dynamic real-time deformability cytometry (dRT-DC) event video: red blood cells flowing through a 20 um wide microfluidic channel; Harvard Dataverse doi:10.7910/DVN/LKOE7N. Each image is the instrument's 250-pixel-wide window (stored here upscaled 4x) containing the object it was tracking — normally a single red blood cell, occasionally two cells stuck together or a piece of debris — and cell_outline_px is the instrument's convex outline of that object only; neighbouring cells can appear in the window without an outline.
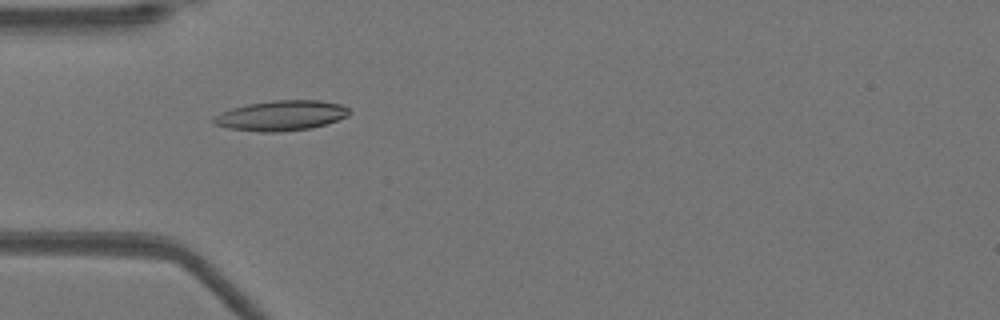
{"species": "Egyptian fruit bat (a non-hibernating species)", "species_latin": "Rousettus aegyptiacus", "temperature_condition": "warm", "stored_images_in_passage": 52, "camera_frame_rate_fps": 3000, "um_per_image_px": 0.085, "animal": {"sex": "female"}, "frame": {"image": 1, "passage_image": 16, "time_ms": 5.0, "image_size_px": [1000, 320], "cell_outline_px": [[352, 112], [348, 116], [312, 128], [280, 132], [260, 132], [228, 128], [212, 124], [208, 120], [212, 116], [220, 112], [232, 108], [248, 104], [272, 100], [320, 100], [340, 104], [348, 108]], "centroid_in_image_um": [23.84, 9.82], "position_along_channel_um": 61.2, "area_um2": 24.1}}
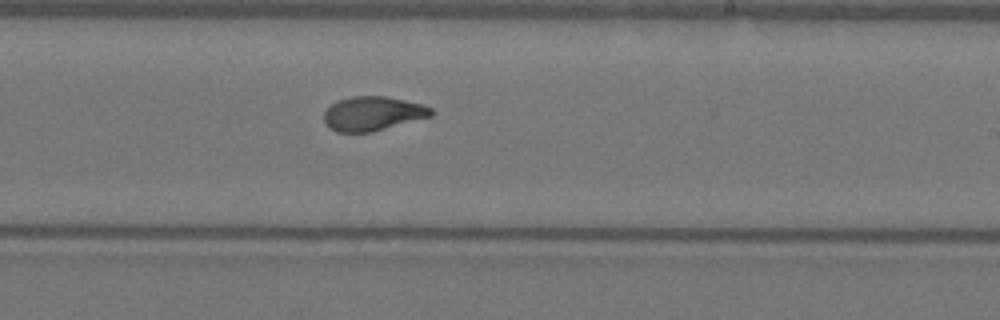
{"frame": {"image": 2, "passage_image": 31, "time_ms": 10.0, "image_size_px": [1000, 320], "cell_outline_px": [[436, 112], [432, 116], [372, 132], [336, 132], [328, 128], [324, 124], [324, 112], [336, 100], [352, 96], [388, 96], [420, 104], [432, 108]], "centroid_in_image_um": [31.67, 9.66], "position_along_channel_um": 257.3, "area_um2": 21.56}}
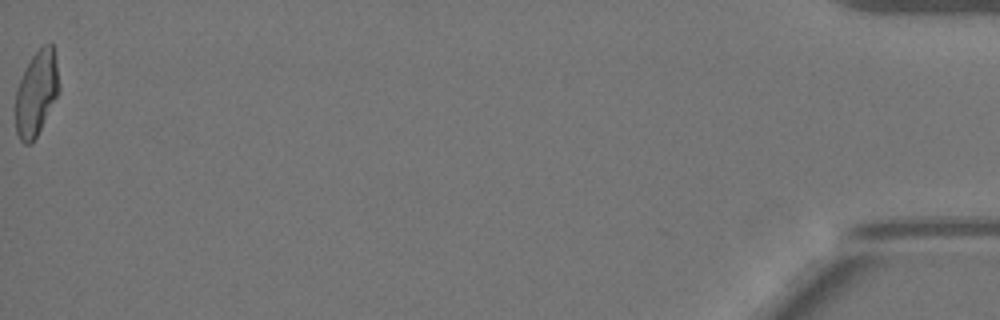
{"frame": {"image": 3, "passage_image": 52, "time_ms": 17.0, "image_size_px": [1000, 320], "cell_outline_px": [[60, 92], [32, 144], [24, 144], [20, 140], [16, 132], [16, 92], [24, 68], [32, 56], [44, 44], [52, 44], [56, 52], [60, 84]], "centroid_in_image_um": [3.13, 7.9], "position_along_channel_um": 432.1, "area_um2": 21.79}, "authors_computed_cell_mechanics": {"area_um2": 21.7906, "velocity_mm_per_s": 3.9498, "shape_relaxation_time_tau1_ms": 5.9987, "shape_relaxation_time_tau2_ms": 1.3668, "deformation_change_tau1": 0.2238, "deformation_change_tau2": 0.0702}}